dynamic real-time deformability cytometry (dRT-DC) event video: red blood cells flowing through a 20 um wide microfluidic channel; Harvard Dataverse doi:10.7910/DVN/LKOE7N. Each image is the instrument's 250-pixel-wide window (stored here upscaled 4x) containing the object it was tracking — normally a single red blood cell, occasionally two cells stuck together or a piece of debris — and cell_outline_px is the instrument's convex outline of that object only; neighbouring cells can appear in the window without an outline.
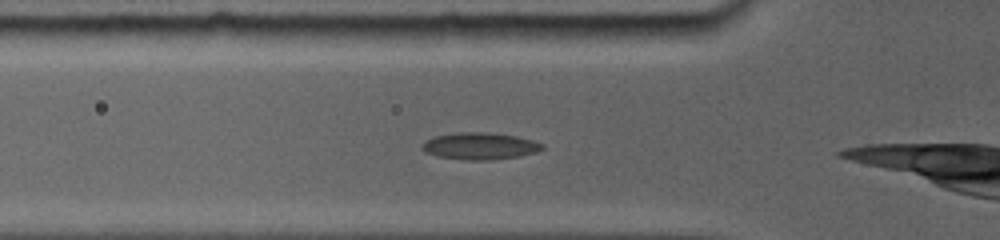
{"species": "common noctule bat (a hibernating species)", "species_latin": "Nyctalus noctula", "temperature_condition": "room temperature", "stored_images_in_passage": 25, "camera_frame_rate_fps": 5000, "um_per_image_px": 0.085, "animal": {"sex": "female", "body_mass_g": 19.0, "forearm_length_mm": 56.7}, "frame": {"image": 1, "passage_image": 3, "time_ms": 0.8, "image_size_px": [1000, 240], "cell_outline_px": [[544, 148], [536, 152], [516, 156], [492, 160], [464, 160], [440, 156], [424, 152], [420, 148], [428, 140], [436, 136], [460, 132], [472, 132], [512, 136], [528, 140], [540, 144]], "centroid_in_image_um": [40.72, 12.44], "position_along_channel_um": 85.1, "area_um2": 18.03}}
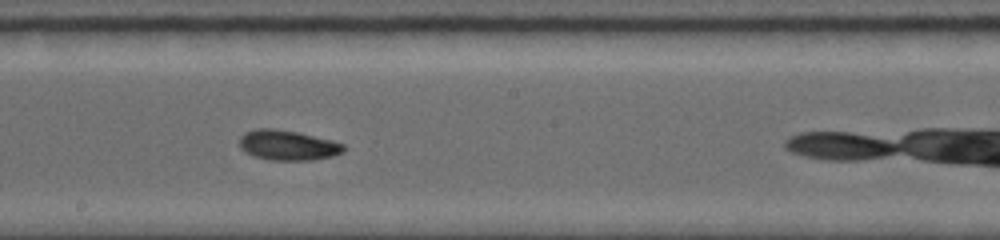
{"frame": {"image": 2, "passage_image": 13, "time_ms": 4.4, "image_size_px": [1000, 240], "cell_outline_px": [[344, 152], [332, 156], [312, 160], [272, 160], [252, 156], [244, 152], [240, 148], [240, 136], [244, 132], [256, 128], [272, 128], [296, 132], [332, 140], [344, 144]], "centroid_in_image_um": [24.43, 12.34], "position_along_channel_um": 223.8, "area_um2": 18.32}}
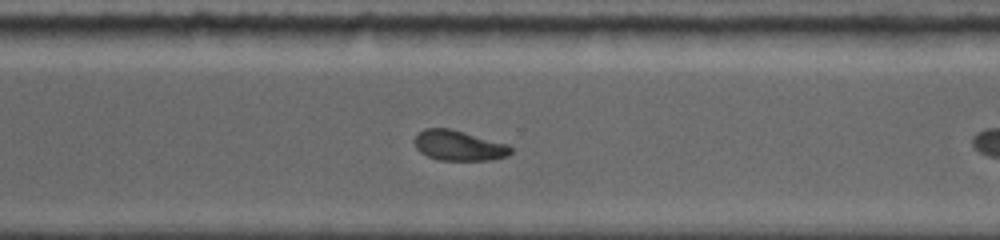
{"frame": {"image": 3, "passage_image": 21, "time_ms": 7.2, "image_size_px": [1000, 240], "cell_outline_px": [[512, 152], [508, 156], [492, 160], [440, 160], [428, 156], [420, 152], [416, 148], [412, 140], [424, 128], [448, 128], [464, 132], [508, 144], [512, 148]], "centroid_in_image_um": [39.0, 12.37], "position_along_channel_um": 331.6, "area_um2": 16.99}}